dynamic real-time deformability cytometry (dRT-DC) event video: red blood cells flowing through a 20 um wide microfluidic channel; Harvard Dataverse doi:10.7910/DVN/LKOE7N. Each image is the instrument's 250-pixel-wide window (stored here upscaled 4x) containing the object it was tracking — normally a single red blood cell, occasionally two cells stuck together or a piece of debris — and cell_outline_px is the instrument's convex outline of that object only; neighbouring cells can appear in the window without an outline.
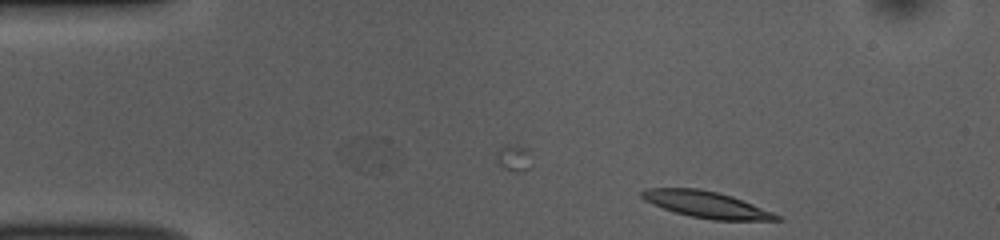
{"species": "common noctule bat (a hibernating species)", "species_latin": "Nyctalus noctula", "temperature_condition": "room temperature", "stored_images_in_passage": 6, "camera_frame_rate_fps": 3000, "um_per_image_px": 0.085, "animal": {"sex": "female", "body_mass_g": 10.0, "forearm_length_mm": 53.1}, "frame": {"image": 1, "passage_image": 6, "time_ms": 1.667, "image_size_px": [1000, 240], "cell_outline_px": [[784, 220], [712, 220], [692, 216], [676, 212], [652, 204], [644, 200], [640, 196], [640, 192], [648, 188], [700, 188], [732, 196], [784, 216]], "centroid_in_image_um": [60.08, 17.39], "position_along_channel_um": 24.9, "area_um2": 20.75}}